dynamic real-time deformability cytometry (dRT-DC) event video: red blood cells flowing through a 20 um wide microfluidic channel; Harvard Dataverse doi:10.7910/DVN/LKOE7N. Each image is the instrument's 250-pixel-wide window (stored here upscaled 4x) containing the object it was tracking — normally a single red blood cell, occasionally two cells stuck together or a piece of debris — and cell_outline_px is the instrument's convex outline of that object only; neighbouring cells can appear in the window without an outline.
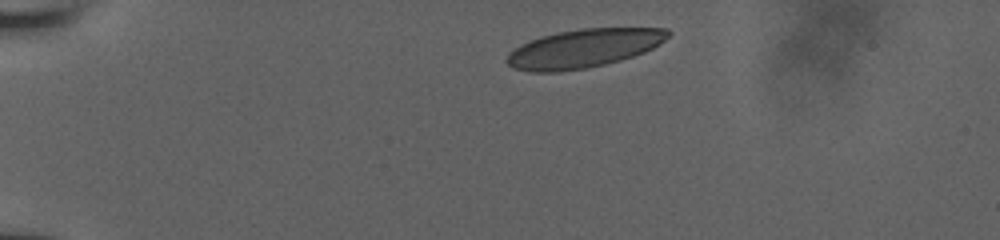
{"species": "human", "species_latin": "Homo sapiens", "temperature_condition": "room temperature", "stored_images_in_passage": 10, "camera_frame_rate_fps": 3000, "um_per_image_px": 0.085, "donor": {"sex": "male"}, "frame": {"image": 1, "passage_image": 1, "time_ms": 0.0, "image_size_px": [1000, 240], "cell_outline_px": [[672, 32], [660, 44], [644, 52], [620, 60], [604, 64], [584, 68], [556, 72], [532, 72], [512, 68], [504, 60], [508, 52], [520, 44], [544, 36], [560, 32], [580, 28], [668, 28]], "centroid_in_image_um": [49.59, 4.11], "position_along_channel_um": 35.4, "area_um2": 36.07}}
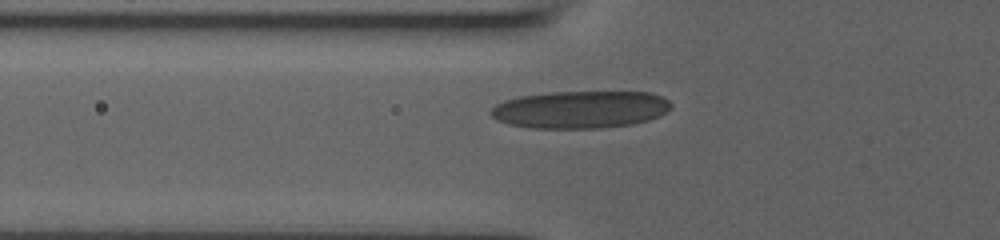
{"frame": {"image": 2, "passage_image": 6, "time_ms": 3.0, "image_size_px": [1000, 240], "cell_outline_px": [[672, 104], [660, 116], [648, 120], [632, 124], [600, 128], [532, 128], [508, 124], [496, 120], [488, 112], [496, 104], [504, 100], [520, 96], [552, 92], [652, 92], [664, 96]], "centroid_in_image_um": [49.32, 9.31], "position_along_channel_um": 76.5, "area_um2": 39.42}}
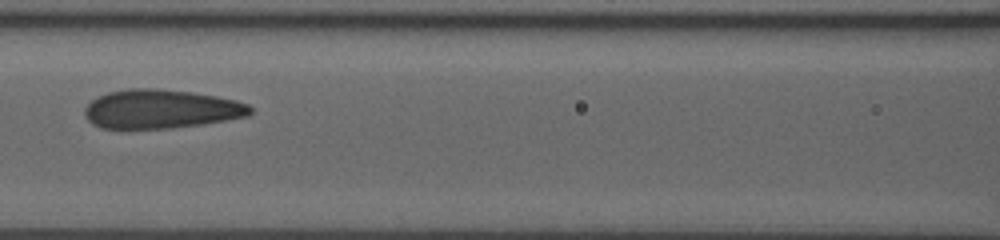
{"frame": {"image": 3, "passage_image": 9, "time_ms": 5.0, "image_size_px": [1000, 240], "cell_outline_px": [[252, 112], [248, 116], [200, 124], [168, 128], [100, 128], [92, 124], [84, 116], [84, 108], [96, 96], [108, 92], [128, 88], [156, 88], [192, 92], [216, 96], [236, 100], [248, 104], [252, 108]], "centroid_in_image_um": [13.64, 9.25], "position_along_channel_um": 153.0, "area_um2": 37.57}}